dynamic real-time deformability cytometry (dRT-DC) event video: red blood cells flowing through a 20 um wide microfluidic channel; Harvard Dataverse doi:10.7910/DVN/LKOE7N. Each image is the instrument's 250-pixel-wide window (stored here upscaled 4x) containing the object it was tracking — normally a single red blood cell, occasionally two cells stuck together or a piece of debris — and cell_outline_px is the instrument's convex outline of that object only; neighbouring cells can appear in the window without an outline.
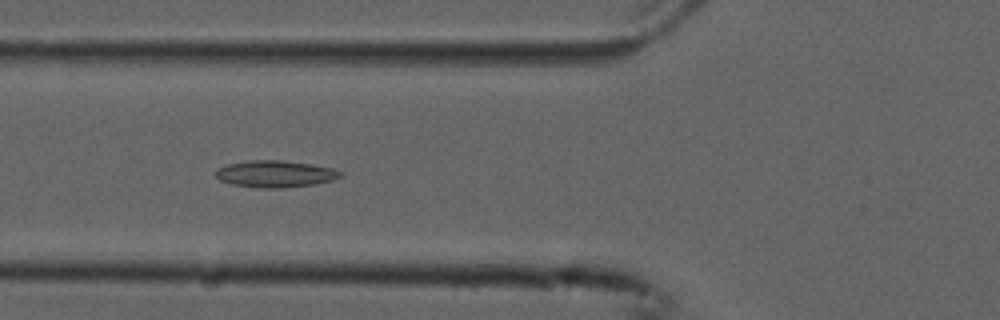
{"species": "common noctule bat (a hibernating species)", "species_latin": "Nyctalus noctula", "temperature_condition": "cold", "stored_images_in_passage": 54, "camera_frame_rate_fps": 3000, "um_per_image_px": 0.085, "animal": {"sex": "male", "forearm_length_mm": 52.5}, "frame": {"image": 1, "passage_image": 20, "time_ms": 6.333, "image_size_px": [1000, 320], "cell_outline_px": [[344, 176], [332, 180], [316, 184], [280, 188], [264, 188], [232, 184], [220, 180], [216, 176], [216, 168], [224, 164], [252, 160], [280, 160], [312, 164], [332, 168], [344, 172]], "centroid_in_image_um": [23.42, 14.77], "position_along_channel_um": 102.4, "area_um2": 19.59}}
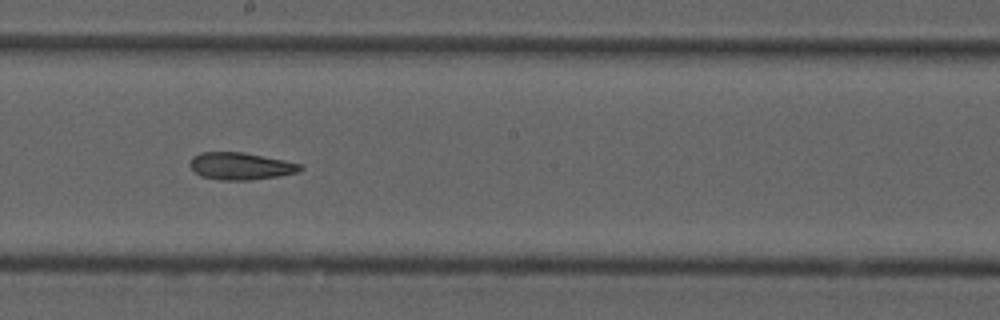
{"frame": {"image": 2, "passage_image": 30, "time_ms": 9.667, "image_size_px": [1000, 320], "cell_outline_px": [[304, 168], [296, 172], [276, 176], [248, 180], [220, 180], [200, 176], [188, 164], [192, 156], [200, 152], [244, 152], [284, 160], [300, 164]], "centroid_in_image_um": [20.4, 14.11], "position_along_channel_um": 227.8, "area_um2": 17.4}}
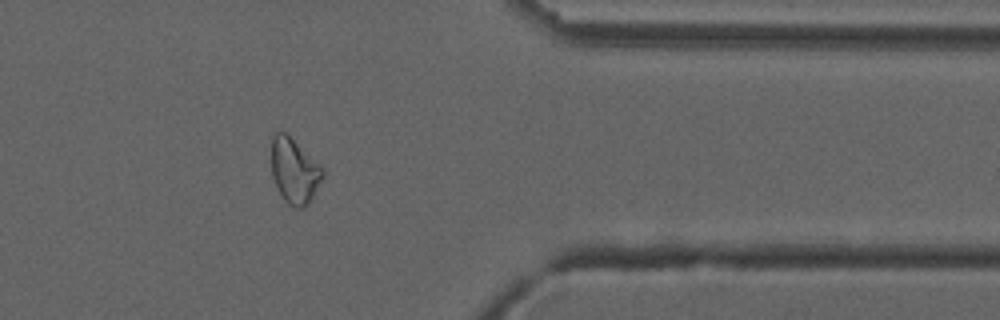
{"frame": {"image": 3, "passage_image": 44, "time_ms": 14.333, "image_size_px": [1000, 320], "cell_outline_px": [[324, 176], [308, 204], [304, 208], [292, 208], [284, 200], [272, 176], [272, 132], [288, 132], [324, 168]], "centroid_in_image_um": [25.04, 14.49], "position_along_channel_um": 386.4, "area_um2": 19.77}, "authors_computed_cell_mechanics": {"area_um2": 19.1607, "velocity_mm_per_s": 3.7587, "shape_relaxation_time_tau1_ms": null, "shape_relaxation_time_tau2_ms": 7.4614, "deformation_change_tau1": null, "deformation_change_tau2": 0.1662}}